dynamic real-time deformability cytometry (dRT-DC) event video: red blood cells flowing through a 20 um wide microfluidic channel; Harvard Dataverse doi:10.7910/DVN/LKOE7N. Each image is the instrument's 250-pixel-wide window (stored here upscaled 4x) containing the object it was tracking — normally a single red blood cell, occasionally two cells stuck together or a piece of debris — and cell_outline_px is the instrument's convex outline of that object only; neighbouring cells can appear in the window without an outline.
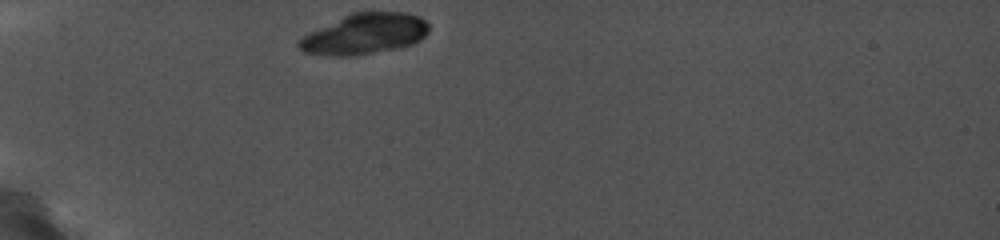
{"species": "common noctule bat (a hibernating species)", "species_latin": "Nyctalus noctula", "temperature_condition": "cold", "stored_images_in_passage": 4, "camera_frame_rate_fps": 5000, "um_per_image_px": 0.085, "animal": {"sex": "female", "body_mass_g": 19.0, "forearm_length_mm": 56.7}, "frame": {"image": 1, "passage_image": 1, "time_ms": 0.0, "image_size_px": [1000, 240], "cell_outline_px": [[428, 32], [420, 40], [412, 44], [396, 48], [348, 56], [332, 56], [304, 52], [296, 44], [296, 40], [300, 36], [308, 32], [352, 12], [408, 12], [420, 16], [428, 24]], "centroid_in_image_um": [30.96, 2.87], "position_along_channel_um": 54.0, "area_um2": 30.75}}